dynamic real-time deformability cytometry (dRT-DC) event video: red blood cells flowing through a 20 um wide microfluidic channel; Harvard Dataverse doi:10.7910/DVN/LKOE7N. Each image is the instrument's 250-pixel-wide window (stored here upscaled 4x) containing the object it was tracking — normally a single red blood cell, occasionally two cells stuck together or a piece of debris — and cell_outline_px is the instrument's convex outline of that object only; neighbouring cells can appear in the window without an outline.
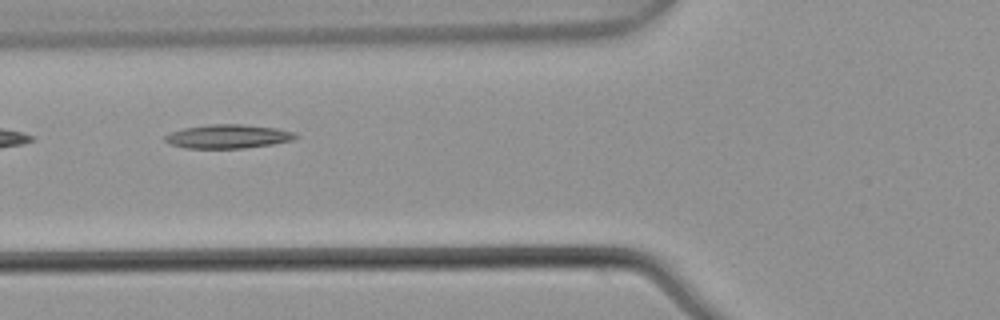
{"species": "common noctule bat (a hibernating species)", "species_latin": "Nyctalus noctula", "temperature_condition": "warm", "stored_images_in_passage": 3, "camera_frame_rate_fps": 3000, "um_per_image_px": 0.085, "animal": {"sex": "male", "body_mass_g": 21.5, "forearm_length_mm": 52.0}, "frame": {"image": 1, "passage_image": 2, "time_ms": 0.333, "image_size_px": [1000, 320], "cell_outline_px": [[300, 136], [292, 140], [272, 144], [244, 148], [184, 148], [172, 144], [164, 140], [164, 136], [172, 132], [184, 128], [208, 124], [240, 124], [276, 128], [296, 132]], "centroid_in_image_um": [19.41, 11.59], "position_along_channel_um": 106.4, "area_um2": 18.09}}
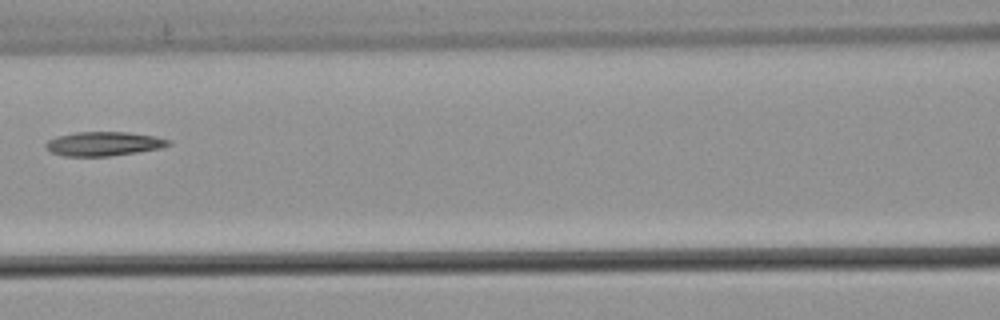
{"frame": {"image": 2, "passage_image": 3, "time_ms": 0.667, "image_size_px": [1000, 320], "cell_outline_px": [[172, 144], [160, 148], [136, 152], [108, 156], [64, 156], [52, 152], [44, 148], [44, 144], [48, 140], [56, 136], [76, 132], [128, 132], [152, 136], [172, 140]], "centroid_in_image_um": [8.78, 12.22], "position_along_channel_um": 157.8, "area_um2": 17.22}}